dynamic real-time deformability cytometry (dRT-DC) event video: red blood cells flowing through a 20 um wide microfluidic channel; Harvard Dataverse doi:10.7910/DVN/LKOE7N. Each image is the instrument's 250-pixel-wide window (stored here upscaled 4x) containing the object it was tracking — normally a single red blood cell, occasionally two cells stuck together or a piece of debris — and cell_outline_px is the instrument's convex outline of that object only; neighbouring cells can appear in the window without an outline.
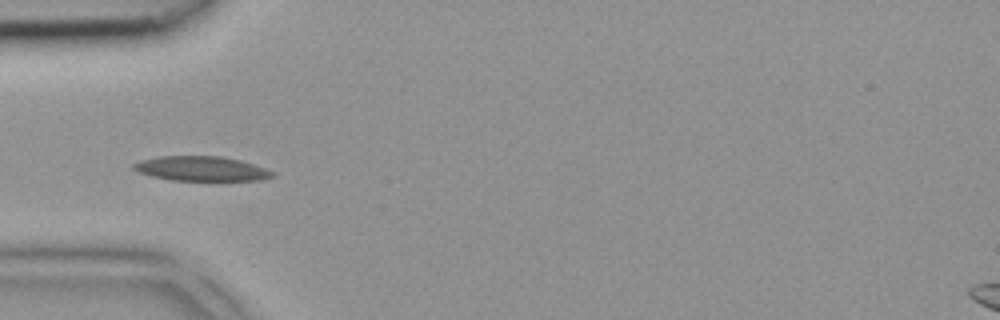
{"species": "common noctule bat (a hibernating species)", "species_latin": "Nyctalus noctula", "temperature_condition": "room temperature", "stored_images_in_passage": 5, "camera_frame_rate_fps": 3000, "um_per_image_px": 0.085, "animal": {"sex": "female", "body_mass_g": 18.4}, "frame": {"image": 1, "passage_image": 4, "time_ms": 1.0, "image_size_px": [1000, 320], "cell_outline_px": [[276, 176], [260, 180], [172, 180], [152, 176], [140, 172], [132, 168], [132, 164], [140, 160], [160, 156], [220, 156], [240, 160], [276, 172]], "centroid_in_image_um": [17.12, 14.33], "position_along_channel_um": 67.9, "area_um2": 19.83}}